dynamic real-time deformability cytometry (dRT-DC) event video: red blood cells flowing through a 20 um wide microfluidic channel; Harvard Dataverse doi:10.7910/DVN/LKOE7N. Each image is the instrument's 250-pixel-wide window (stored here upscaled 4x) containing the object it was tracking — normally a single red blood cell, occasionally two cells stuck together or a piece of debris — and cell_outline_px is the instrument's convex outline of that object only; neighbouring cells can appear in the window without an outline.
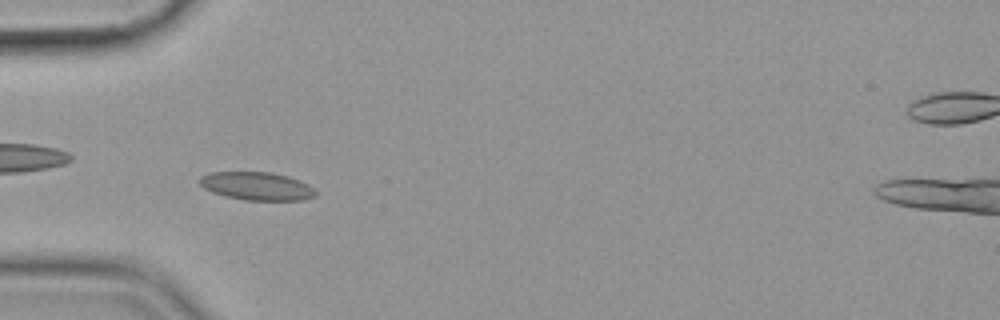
{"species": "common noctule bat (a hibernating species)", "species_latin": "Nyctalus noctula", "temperature_condition": "cold", "stored_images_in_passage": 46, "camera_frame_rate_fps": 3000, "um_per_image_px": 0.085, "animal": {"sex": "female", "body_mass_g": 19.9}, "frame": {"image": 1, "passage_image": 7, "time_ms": 2.0, "image_size_px": [1000, 320], "cell_outline_px": [[316, 196], [304, 200], [244, 200], [224, 196], [212, 192], [204, 188], [196, 180], [200, 176], [208, 172], [272, 172], [288, 176], [300, 180], [308, 184], [316, 192]], "centroid_in_image_um": [21.79, 15.81], "position_along_channel_um": 63.2, "area_um2": 19.25}}
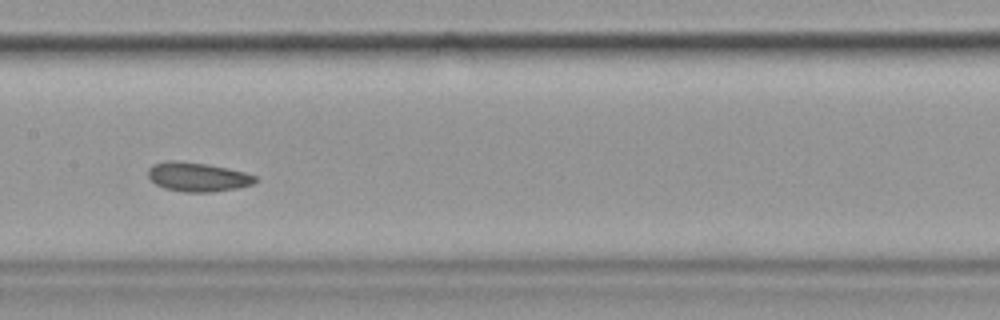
{"frame": {"image": 2, "passage_image": 18, "time_ms": 5.667, "image_size_px": [1000, 320], "cell_outline_px": [[256, 180], [252, 184], [236, 188], [212, 192], [184, 192], [164, 188], [156, 184], [148, 176], [148, 168], [152, 164], [168, 160], [176, 160], [208, 164], [228, 168], [244, 172], [256, 176]], "centroid_in_image_um": [16.76, 15.03], "position_along_channel_um": 190.6, "area_um2": 18.21}}
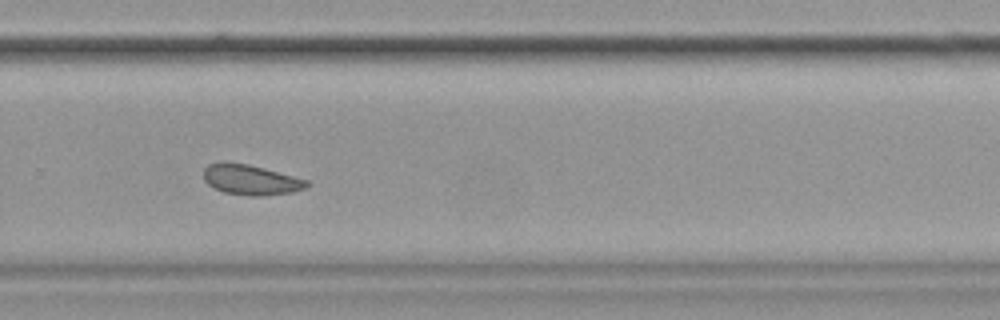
{"frame": {"image": 3, "passage_image": 28, "time_ms": 9.0, "image_size_px": [1000, 320], "cell_outline_px": [[308, 184], [304, 188], [292, 192], [260, 196], [248, 196], [224, 192], [208, 184], [204, 180], [204, 168], [208, 164], [224, 160], [248, 164], [264, 168], [308, 180]], "centroid_in_image_um": [21.27, 15.26], "position_along_channel_um": 308.5, "area_um2": 18.21}, "authors_computed_cell_mechanics": {"area_um2": 18.496, "velocity_mm_per_s": 3.5479, "shape_relaxation_time_tau1_ms": 5.0576, "shape_relaxation_time_tau2_ms": 1.6784, "deformation_change_tau1": 0.1003, "deformation_change_tau2": 0.05}}